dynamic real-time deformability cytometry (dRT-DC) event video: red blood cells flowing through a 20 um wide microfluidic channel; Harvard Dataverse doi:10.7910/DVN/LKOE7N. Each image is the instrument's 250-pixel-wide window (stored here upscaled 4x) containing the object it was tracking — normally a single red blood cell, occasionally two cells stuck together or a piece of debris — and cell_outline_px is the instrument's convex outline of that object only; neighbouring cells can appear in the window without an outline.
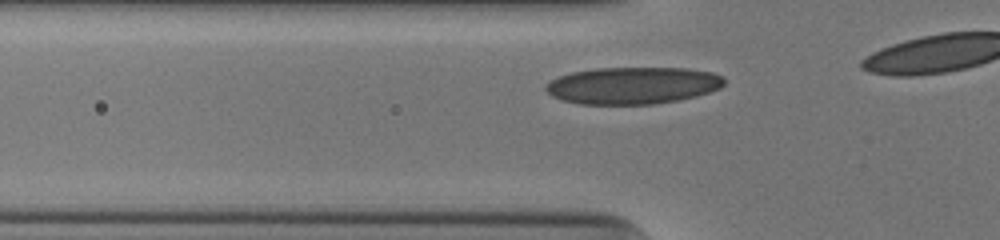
{"species": "human", "species_latin": "Homo sapiens", "temperature_condition": "cold", "stored_images_in_passage": 9, "camera_frame_rate_fps": 3000, "um_per_image_px": 0.085, "donor": {"sex": "male"}, "frame": {"image": 1, "passage_image": 3, "time_ms": 0.667, "image_size_px": [1000, 240], "cell_outline_px": [[724, 84], [720, 88], [696, 96], [676, 100], [652, 104], [580, 104], [560, 100], [552, 96], [544, 88], [544, 84], [560, 76], [572, 72], [596, 68], [684, 68], [712, 72], [724, 76]], "centroid_in_image_um": [53.77, 7.26], "position_along_channel_um": 72.0, "area_um2": 38.49}}
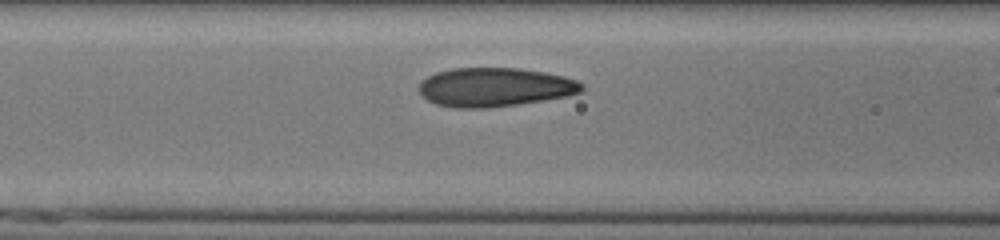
{"frame": {"image": 2, "passage_image": 7, "time_ms": 2.0, "image_size_px": [1000, 240], "cell_outline_px": [[584, 88], [580, 92], [568, 96], [520, 104], [488, 108], [456, 108], [436, 104], [428, 100], [420, 92], [420, 80], [436, 72], [452, 68], [520, 68], [544, 72], [564, 76], [576, 80], [584, 84]], "centroid_in_image_um": [42.07, 7.41], "position_along_channel_um": 124.5, "area_um2": 37.05}}